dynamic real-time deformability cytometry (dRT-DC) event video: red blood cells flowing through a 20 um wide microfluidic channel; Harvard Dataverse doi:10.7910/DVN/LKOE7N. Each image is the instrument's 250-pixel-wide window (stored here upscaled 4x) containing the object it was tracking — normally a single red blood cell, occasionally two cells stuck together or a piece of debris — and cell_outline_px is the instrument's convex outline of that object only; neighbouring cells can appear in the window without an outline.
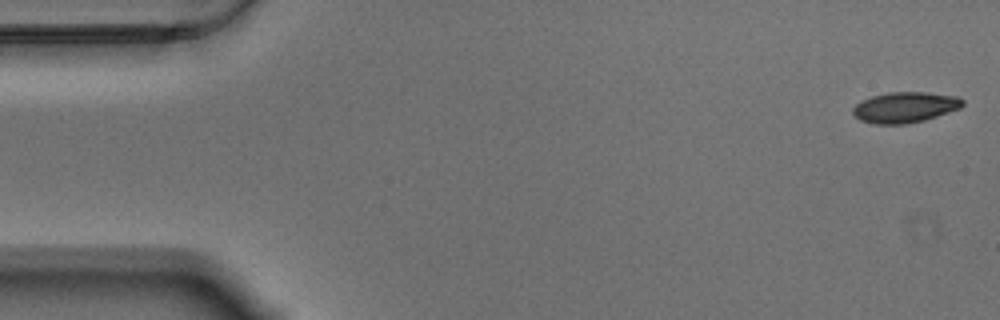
{"species": "Egyptian fruit bat (a non-hibernating species)", "species_latin": "Rousettus aegyptiacus", "temperature_condition": "warm", "stored_images_in_passage": 57, "camera_frame_rate_fps": 3000, "um_per_image_px": 0.085, "animal": {"sex": "male"}, "frame": {"image": 1, "passage_image": 1, "time_ms": 0.0, "image_size_px": [1000, 320], "cell_outline_px": [[964, 104], [960, 108], [924, 120], [904, 124], [872, 124], [860, 120], [852, 112], [852, 108], [860, 100], [872, 96], [888, 92], [928, 92], [956, 96], [964, 100]], "centroid_in_image_um": [76.9, 9.11], "position_along_channel_um": 8.1, "area_um2": 19.65}}
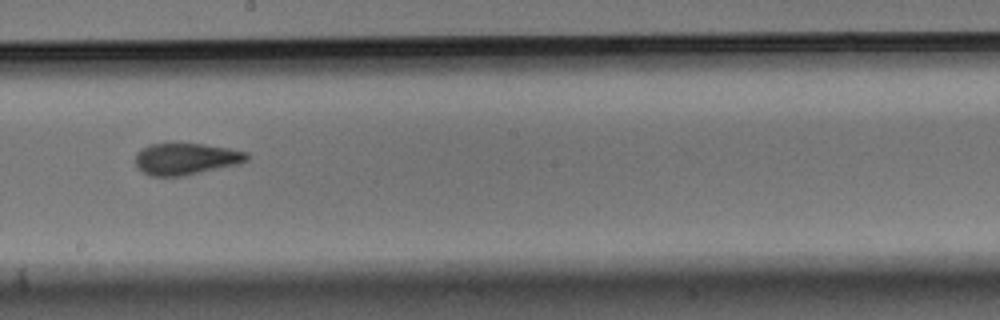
{"frame": {"image": 2, "passage_image": 31, "time_ms": 10.0, "image_size_px": [1000, 320], "cell_outline_px": [[248, 160], [240, 164], [188, 176], [148, 176], [136, 168], [136, 152], [140, 148], [148, 144], [204, 144], [228, 148], [248, 152]], "centroid_in_image_um": [15.8, 13.52], "position_along_channel_um": 232.4, "area_um2": 20.98}}
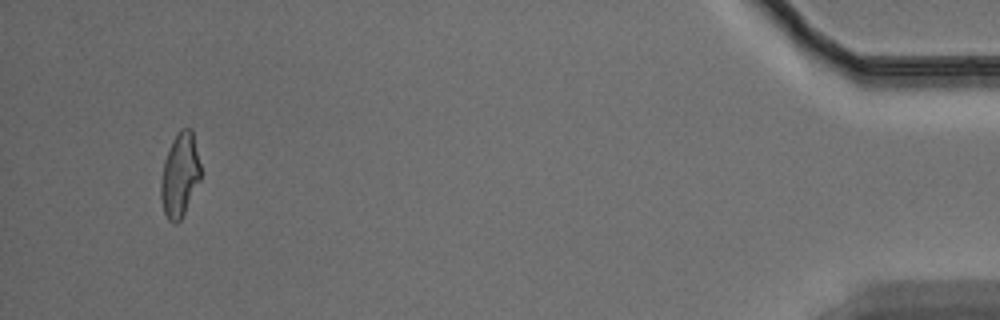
{"frame": {"image": 3, "passage_image": 54, "time_ms": 17.667, "image_size_px": [1000, 320], "cell_outline_px": [[200, 180], [180, 220], [176, 224], [172, 224], [168, 220], [164, 212], [160, 196], [160, 184], [164, 160], [172, 140], [180, 128], [192, 128], [200, 164]], "centroid_in_image_um": [15.27, 14.87], "position_along_channel_um": 419.9, "area_um2": 19.42}, "authors_computed_cell_mechanics": {"area_um2": 20.4612, "velocity_mm_per_s": 3.4899, "shape_relaxation_time_tau1_ms": 4.8217, "shape_relaxation_time_tau2_ms": 1.9031, "deformation_change_tau1": 0.16, "deformation_change_tau2": 0.0796}}